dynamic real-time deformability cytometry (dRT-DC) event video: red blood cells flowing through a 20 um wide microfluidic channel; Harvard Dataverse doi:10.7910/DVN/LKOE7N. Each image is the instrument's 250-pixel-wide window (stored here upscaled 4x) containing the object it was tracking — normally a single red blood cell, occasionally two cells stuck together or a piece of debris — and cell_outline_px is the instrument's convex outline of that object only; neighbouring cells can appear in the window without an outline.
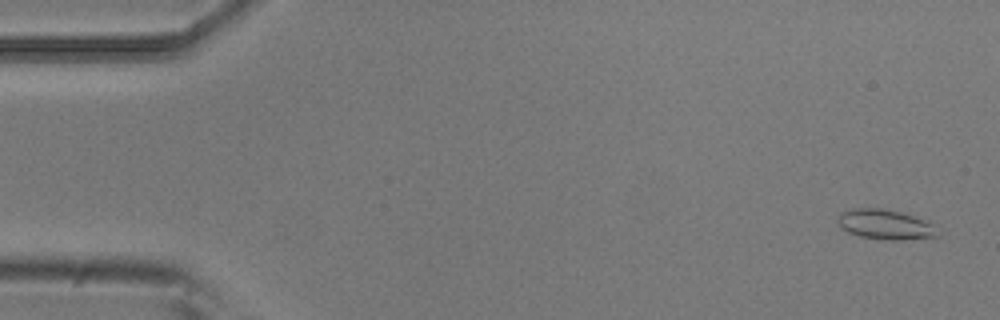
{"species": "common noctule bat (a hibernating species)", "species_latin": "Nyctalus noctula", "temperature_condition": "room temperature", "stored_images_in_passage": 5, "camera_frame_rate_fps": 3000, "um_per_image_px": 0.085, "animal": {"sex": "male", "body_mass_g": 20.5, "forearm_length_mm": 52.5}, "frame": {"image": 1, "passage_image": 1, "time_ms": 0.0, "image_size_px": [1000, 320], "cell_outline_px": [[940, 236], [900, 240], [888, 240], [860, 236], [848, 232], [840, 228], [836, 220], [840, 212], [852, 208], [884, 208], [900, 212], [928, 220], [932, 224]], "centroid_in_image_um": [75.22, 19.07], "position_along_channel_um": 9.8, "area_um2": 17.57}}